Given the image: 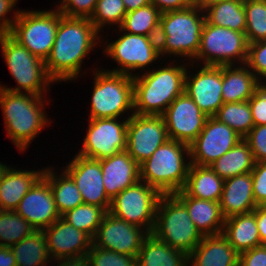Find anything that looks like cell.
I'll use <instances>...</instances> for the list:
<instances>
[{"label":"cell","mask_w":266,"mask_h":266,"mask_svg":"<svg viewBox=\"0 0 266 266\" xmlns=\"http://www.w3.org/2000/svg\"><path fill=\"white\" fill-rule=\"evenodd\" d=\"M101 42V34L89 18L66 17L59 12L54 45L45 61L49 77L56 84L68 81L71 83L78 77L81 78L85 68L82 67L84 59H87Z\"/></svg>","instance_id":"obj_1"},{"label":"cell","mask_w":266,"mask_h":266,"mask_svg":"<svg viewBox=\"0 0 266 266\" xmlns=\"http://www.w3.org/2000/svg\"><path fill=\"white\" fill-rule=\"evenodd\" d=\"M166 61L163 60L164 66L160 63L159 67L156 65V68L133 77L134 114L162 115L185 92L189 62L168 60V64Z\"/></svg>","instance_id":"obj_2"},{"label":"cell","mask_w":266,"mask_h":266,"mask_svg":"<svg viewBox=\"0 0 266 266\" xmlns=\"http://www.w3.org/2000/svg\"><path fill=\"white\" fill-rule=\"evenodd\" d=\"M46 102H50L48 97L0 88V108L7 137L19 152H26L42 130L50 127L52 120L45 111L50 104Z\"/></svg>","instance_id":"obj_3"},{"label":"cell","mask_w":266,"mask_h":266,"mask_svg":"<svg viewBox=\"0 0 266 266\" xmlns=\"http://www.w3.org/2000/svg\"><path fill=\"white\" fill-rule=\"evenodd\" d=\"M204 22V10L195 4L162 13L157 37L161 57L192 62L197 56Z\"/></svg>","instance_id":"obj_4"},{"label":"cell","mask_w":266,"mask_h":266,"mask_svg":"<svg viewBox=\"0 0 266 266\" xmlns=\"http://www.w3.org/2000/svg\"><path fill=\"white\" fill-rule=\"evenodd\" d=\"M190 160L189 145L169 139L139 165L140 180L161 194H174L185 186Z\"/></svg>","instance_id":"obj_5"},{"label":"cell","mask_w":266,"mask_h":266,"mask_svg":"<svg viewBox=\"0 0 266 266\" xmlns=\"http://www.w3.org/2000/svg\"><path fill=\"white\" fill-rule=\"evenodd\" d=\"M0 51L10 75L17 84L16 87H9L0 83V88L47 97L45 95L51 91L55 82L46 71L45 61L33 55L9 33L0 34Z\"/></svg>","instance_id":"obj_6"},{"label":"cell","mask_w":266,"mask_h":266,"mask_svg":"<svg viewBox=\"0 0 266 266\" xmlns=\"http://www.w3.org/2000/svg\"><path fill=\"white\" fill-rule=\"evenodd\" d=\"M117 29L118 35H121L114 41L105 40L108 34L101 35V41H103L101 44L103 45L100 47L103 49V55H106L105 57H109V59L112 58L111 60L118 64V67L111 70L106 68L105 70L134 77L151 70V65L154 68L155 64L157 65L164 60L159 52L158 36L131 34L122 31L120 28Z\"/></svg>","instance_id":"obj_7"},{"label":"cell","mask_w":266,"mask_h":266,"mask_svg":"<svg viewBox=\"0 0 266 266\" xmlns=\"http://www.w3.org/2000/svg\"><path fill=\"white\" fill-rule=\"evenodd\" d=\"M93 87L88 119L122 118L134 114L133 77L99 66L92 69Z\"/></svg>","instance_id":"obj_8"},{"label":"cell","mask_w":266,"mask_h":266,"mask_svg":"<svg viewBox=\"0 0 266 266\" xmlns=\"http://www.w3.org/2000/svg\"><path fill=\"white\" fill-rule=\"evenodd\" d=\"M151 234L187 255L203 238L191 220L186 206L174 194L161 195Z\"/></svg>","instance_id":"obj_9"},{"label":"cell","mask_w":266,"mask_h":266,"mask_svg":"<svg viewBox=\"0 0 266 266\" xmlns=\"http://www.w3.org/2000/svg\"><path fill=\"white\" fill-rule=\"evenodd\" d=\"M248 42L245 33L204 22L196 58L198 65L229 66L246 63Z\"/></svg>","instance_id":"obj_10"},{"label":"cell","mask_w":266,"mask_h":266,"mask_svg":"<svg viewBox=\"0 0 266 266\" xmlns=\"http://www.w3.org/2000/svg\"><path fill=\"white\" fill-rule=\"evenodd\" d=\"M59 24V11L21 9L10 35L43 61L49 57Z\"/></svg>","instance_id":"obj_11"},{"label":"cell","mask_w":266,"mask_h":266,"mask_svg":"<svg viewBox=\"0 0 266 266\" xmlns=\"http://www.w3.org/2000/svg\"><path fill=\"white\" fill-rule=\"evenodd\" d=\"M161 195L156 188L139 180L111 200L108 212L129 224L142 227L148 233H152L157 204Z\"/></svg>","instance_id":"obj_12"},{"label":"cell","mask_w":266,"mask_h":266,"mask_svg":"<svg viewBox=\"0 0 266 266\" xmlns=\"http://www.w3.org/2000/svg\"><path fill=\"white\" fill-rule=\"evenodd\" d=\"M87 119L88 126L81 148L76 154L91 159H103L127 148L128 118ZM120 119V120H119Z\"/></svg>","instance_id":"obj_13"},{"label":"cell","mask_w":266,"mask_h":266,"mask_svg":"<svg viewBox=\"0 0 266 266\" xmlns=\"http://www.w3.org/2000/svg\"><path fill=\"white\" fill-rule=\"evenodd\" d=\"M198 66L193 62L188 63L185 92L206 116L213 117L223 105L222 66Z\"/></svg>","instance_id":"obj_14"},{"label":"cell","mask_w":266,"mask_h":266,"mask_svg":"<svg viewBox=\"0 0 266 266\" xmlns=\"http://www.w3.org/2000/svg\"><path fill=\"white\" fill-rule=\"evenodd\" d=\"M168 140L162 115L132 114L128 118L126 151L139 165Z\"/></svg>","instance_id":"obj_15"},{"label":"cell","mask_w":266,"mask_h":266,"mask_svg":"<svg viewBox=\"0 0 266 266\" xmlns=\"http://www.w3.org/2000/svg\"><path fill=\"white\" fill-rule=\"evenodd\" d=\"M243 138L214 116L208 117L203 130L189 145L191 164L210 166Z\"/></svg>","instance_id":"obj_16"},{"label":"cell","mask_w":266,"mask_h":266,"mask_svg":"<svg viewBox=\"0 0 266 266\" xmlns=\"http://www.w3.org/2000/svg\"><path fill=\"white\" fill-rule=\"evenodd\" d=\"M148 234L142 227L129 224L106 212L93 238V244L105 250L137 257Z\"/></svg>","instance_id":"obj_17"},{"label":"cell","mask_w":266,"mask_h":266,"mask_svg":"<svg viewBox=\"0 0 266 266\" xmlns=\"http://www.w3.org/2000/svg\"><path fill=\"white\" fill-rule=\"evenodd\" d=\"M169 139L190 145L203 130L208 118L184 92L162 114Z\"/></svg>","instance_id":"obj_18"},{"label":"cell","mask_w":266,"mask_h":266,"mask_svg":"<svg viewBox=\"0 0 266 266\" xmlns=\"http://www.w3.org/2000/svg\"><path fill=\"white\" fill-rule=\"evenodd\" d=\"M73 179L80 190L83 203L97 205L109 211L111 199L105 192L100 160L73 156L66 166L61 167Z\"/></svg>","instance_id":"obj_19"},{"label":"cell","mask_w":266,"mask_h":266,"mask_svg":"<svg viewBox=\"0 0 266 266\" xmlns=\"http://www.w3.org/2000/svg\"><path fill=\"white\" fill-rule=\"evenodd\" d=\"M43 232L52 261L84 257L93 243L88 234L76 229L62 217L43 229Z\"/></svg>","instance_id":"obj_20"},{"label":"cell","mask_w":266,"mask_h":266,"mask_svg":"<svg viewBox=\"0 0 266 266\" xmlns=\"http://www.w3.org/2000/svg\"><path fill=\"white\" fill-rule=\"evenodd\" d=\"M15 211L35 230H43L61 217L50 185L44 176L21 199Z\"/></svg>","instance_id":"obj_21"},{"label":"cell","mask_w":266,"mask_h":266,"mask_svg":"<svg viewBox=\"0 0 266 266\" xmlns=\"http://www.w3.org/2000/svg\"><path fill=\"white\" fill-rule=\"evenodd\" d=\"M100 164L105 192L111 200L140 180L139 164L126 150L100 159Z\"/></svg>","instance_id":"obj_22"},{"label":"cell","mask_w":266,"mask_h":266,"mask_svg":"<svg viewBox=\"0 0 266 266\" xmlns=\"http://www.w3.org/2000/svg\"><path fill=\"white\" fill-rule=\"evenodd\" d=\"M45 167L37 171L8 165L0 179V210H15L21 199L43 176Z\"/></svg>","instance_id":"obj_23"},{"label":"cell","mask_w":266,"mask_h":266,"mask_svg":"<svg viewBox=\"0 0 266 266\" xmlns=\"http://www.w3.org/2000/svg\"><path fill=\"white\" fill-rule=\"evenodd\" d=\"M252 185L251 172L224 180L220 208L225 219L233 215L254 211L257 206Z\"/></svg>","instance_id":"obj_24"},{"label":"cell","mask_w":266,"mask_h":266,"mask_svg":"<svg viewBox=\"0 0 266 266\" xmlns=\"http://www.w3.org/2000/svg\"><path fill=\"white\" fill-rule=\"evenodd\" d=\"M188 266H239V253L222 234L203 236L188 255Z\"/></svg>","instance_id":"obj_25"},{"label":"cell","mask_w":266,"mask_h":266,"mask_svg":"<svg viewBox=\"0 0 266 266\" xmlns=\"http://www.w3.org/2000/svg\"><path fill=\"white\" fill-rule=\"evenodd\" d=\"M174 195L186 206L189 216L202 236L222 234L225 218L220 202L187 196L182 190Z\"/></svg>","instance_id":"obj_26"},{"label":"cell","mask_w":266,"mask_h":266,"mask_svg":"<svg viewBox=\"0 0 266 266\" xmlns=\"http://www.w3.org/2000/svg\"><path fill=\"white\" fill-rule=\"evenodd\" d=\"M259 88V79L245 65L222 66L223 103L248 101Z\"/></svg>","instance_id":"obj_27"},{"label":"cell","mask_w":266,"mask_h":266,"mask_svg":"<svg viewBox=\"0 0 266 266\" xmlns=\"http://www.w3.org/2000/svg\"><path fill=\"white\" fill-rule=\"evenodd\" d=\"M222 235L239 254L261 245L255 210L226 218Z\"/></svg>","instance_id":"obj_28"},{"label":"cell","mask_w":266,"mask_h":266,"mask_svg":"<svg viewBox=\"0 0 266 266\" xmlns=\"http://www.w3.org/2000/svg\"><path fill=\"white\" fill-rule=\"evenodd\" d=\"M137 266H188V255L149 233L136 257Z\"/></svg>","instance_id":"obj_29"},{"label":"cell","mask_w":266,"mask_h":266,"mask_svg":"<svg viewBox=\"0 0 266 266\" xmlns=\"http://www.w3.org/2000/svg\"><path fill=\"white\" fill-rule=\"evenodd\" d=\"M224 179L210 166L190 165L187 180L182 191L190 197L220 202Z\"/></svg>","instance_id":"obj_30"},{"label":"cell","mask_w":266,"mask_h":266,"mask_svg":"<svg viewBox=\"0 0 266 266\" xmlns=\"http://www.w3.org/2000/svg\"><path fill=\"white\" fill-rule=\"evenodd\" d=\"M55 168L46 166L43 176L50 185L57 211L62 216L82 204L83 200L73 179L63 169L58 174Z\"/></svg>","instance_id":"obj_31"},{"label":"cell","mask_w":266,"mask_h":266,"mask_svg":"<svg viewBox=\"0 0 266 266\" xmlns=\"http://www.w3.org/2000/svg\"><path fill=\"white\" fill-rule=\"evenodd\" d=\"M205 20L212 25L245 33L244 0H220L203 8Z\"/></svg>","instance_id":"obj_32"},{"label":"cell","mask_w":266,"mask_h":266,"mask_svg":"<svg viewBox=\"0 0 266 266\" xmlns=\"http://www.w3.org/2000/svg\"><path fill=\"white\" fill-rule=\"evenodd\" d=\"M255 160L249 144L243 139L232 149L218 158L210 168L222 179L251 172Z\"/></svg>","instance_id":"obj_33"},{"label":"cell","mask_w":266,"mask_h":266,"mask_svg":"<svg viewBox=\"0 0 266 266\" xmlns=\"http://www.w3.org/2000/svg\"><path fill=\"white\" fill-rule=\"evenodd\" d=\"M10 248L14 253L17 266H51L52 264L43 230H35L30 236Z\"/></svg>","instance_id":"obj_34"},{"label":"cell","mask_w":266,"mask_h":266,"mask_svg":"<svg viewBox=\"0 0 266 266\" xmlns=\"http://www.w3.org/2000/svg\"><path fill=\"white\" fill-rule=\"evenodd\" d=\"M161 12L151 3L127 12L120 29L126 33L158 36Z\"/></svg>","instance_id":"obj_35"},{"label":"cell","mask_w":266,"mask_h":266,"mask_svg":"<svg viewBox=\"0 0 266 266\" xmlns=\"http://www.w3.org/2000/svg\"><path fill=\"white\" fill-rule=\"evenodd\" d=\"M244 138L255 126L249 101L223 103L214 116Z\"/></svg>","instance_id":"obj_36"},{"label":"cell","mask_w":266,"mask_h":266,"mask_svg":"<svg viewBox=\"0 0 266 266\" xmlns=\"http://www.w3.org/2000/svg\"><path fill=\"white\" fill-rule=\"evenodd\" d=\"M35 229L15 210H0V245L11 247L30 236Z\"/></svg>","instance_id":"obj_37"},{"label":"cell","mask_w":266,"mask_h":266,"mask_svg":"<svg viewBox=\"0 0 266 266\" xmlns=\"http://www.w3.org/2000/svg\"><path fill=\"white\" fill-rule=\"evenodd\" d=\"M105 213L106 211L102 207L82 203L61 217L93 239Z\"/></svg>","instance_id":"obj_38"},{"label":"cell","mask_w":266,"mask_h":266,"mask_svg":"<svg viewBox=\"0 0 266 266\" xmlns=\"http://www.w3.org/2000/svg\"><path fill=\"white\" fill-rule=\"evenodd\" d=\"M126 13L122 0H97L95 10L89 19L100 34H103L104 27L115 28L116 32Z\"/></svg>","instance_id":"obj_39"},{"label":"cell","mask_w":266,"mask_h":266,"mask_svg":"<svg viewBox=\"0 0 266 266\" xmlns=\"http://www.w3.org/2000/svg\"><path fill=\"white\" fill-rule=\"evenodd\" d=\"M248 44L266 40V0H244Z\"/></svg>","instance_id":"obj_40"},{"label":"cell","mask_w":266,"mask_h":266,"mask_svg":"<svg viewBox=\"0 0 266 266\" xmlns=\"http://www.w3.org/2000/svg\"><path fill=\"white\" fill-rule=\"evenodd\" d=\"M89 266H137L136 257L105 250L93 243L86 254Z\"/></svg>","instance_id":"obj_41"},{"label":"cell","mask_w":266,"mask_h":266,"mask_svg":"<svg viewBox=\"0 0 266 266\" xmlns=\"http://www.w3.org/2000/svg\"><path fill=\"white\" fill-rule=\"evenodd\" d=\"M245 65L259 79H266V40L249 43Z\"/></svg>","instance_id":"obj_42"},{"label":"cell","mask_w":266,"mask_h":266,"mask_svg":"<svg viewBox=\"0 0 266 266\" xmlns=\"http://www.w3.org/2000/svg\"><path fill=\"white\" fill-rule=\"evenodd\" d=\"M96 2L97 0H59L54 8L66 17L90 18Z\"/></svg>","instance_id":"obj_43"},{"label":"cell","mask_w":266,"mask_h":266,"mask_svg":"<svg viewBox=\"0 0 266 266\" xmlns=\"http://www.w3.org/2000/svg\"><path fill=\"white\" fill-rule=\"evenodd\" d=\"M243 139L249 144L255 162L266 161V125L254 126Z\"/></svg>","instance_id":"obj_44"},{"label":"cell","mask_w":266,"mask_h":266,"mask_svg":"<svg viewBox=\"0 0 266 266\" xmlns=\"http://www.w3.org/2000/svg\"><path fill=\"white\" fill-rule=\"evenodd\" d=\"M251 177L256 206H266V161L255 162Z\"/></svg>","instance_id":"obj_45"},{"label":"cell","mask_w":266,"mask_h":266,"mask_svg":"<svg viewBox=\"0 0 266 266\" xmlns=\"http://www.w3.org/2000/svg\"><path fill=\"white\" fill-rule=\"evenodd\" d=\"M16 4L18 5V0H0V34L10 33L20 12ZM10 14L12 15L8 16Z\"/></svg>","instance_id":"obj_46"},{"label":"cell","mask_w":266,"mask_h":266,"mask_svg":"<svg viewBox=\"0 0 266 266\" xmlns=\"http://www.w3.org/2000/svg\"><path fill=\"white\" fill-rule=\"evenodd\" d=\"M248 101L254 125H266V94L258 88Z\"/></svg>","instance_id":"obj_47"},{"label":"cell","mask_w":266,"mask_h":266,"mask_svg":"<svg viewBox=\"0 0 266 266\" xmlns=\"http://www.w3.org/2000/svg\"><path fill=\"white\" fill-rule=\"evenodd\" d=\"M239 266H266V244L239 254Z\"/></svg>","instance_id":"obj_48"},{"label":"cell","mask_w":266,"mask_h":266,"mask_svg":"<svg viewBox=\"0 0 266 266\" xmlns=\"http://www.w3.org/2000/svg\"><path fill=\"white\" fill-rule=\"evenodd\" d=\"M161 13L185 9L194 4L193 0H150Z\"/></svg>","instance_id":"obj_49"},{"label":"cell","mask_w":266,"mask_h":266,"mask_svg":"<svg viewBox=\"0 0 266 266\" xmlns=\"http://www.w3.org/2000/svg\"><path fill=\"white\" fill-rule=\"evenodd\" d=\"M254 210L261 244H266V206H257Z\"/></svg>","instance_id":"obj_50"},{"label":"cell","mask_w":266,"mask_h":266,"mask_svg":"<svg viewBox=\"0 0 266 266\" xmlns=\"http://www.w3.org/2000/svg\"><path fill=\"white\" fill-rule=\"evenodd\" d=\"M0 266H17L14 253L10 247L0 245Z\"/></svg>","instance_id":"obj_51"},{"label":"cell","mask_w":266,"mask_h":266,"mask_svg":"<svg viewBox=\"0 0 266 266\" xmlns=\"http://www.w3.org/2000/svg\"><path fill=\"white\" fill-rule=\"evenodd\" d=\"M52 262L55 265L52 264L51 266H89L86 256L79 258L57 259ZM55 262H58L57 265Z\"/></svg>","instance_id":"obj_52"},{"label":"cell","mask_w":266,"mask_h":266,"mask_svg":"<svg viewBox=\"0 0 266 266\" xmlns=\"http://www.w3.org/2000/svg\"><path fill=\"white\" fill-rule=\"evenodd\" d=\"M124 2L126 12L137 10L140 7L150 4V0H122Z\"/></svg>","instance_id":"obj_53"},{"label":"cell","mask_w":266,"mask_h":266,"mask_svg":"<svg viewBox=\"0 0 266 266\" xmlns=\"http://www.w3.org/2000/svg\"><path fill=\"white\" fill-rule=\"evenodd\" d=\"M216 1H220V0H193L194 4L201 8H204L208 6L209 4L216 2Z\"/></svg>","instance_id":"obj_54"},{"label":"cell","mask_w":266,"mask_h":266,"mask_svg":"<svg viewBox=\"0 0 266 266\" xmlns=\"http://www.w3.org/2000/svg\"><path fill=\"white\" fill-rule=\"evenodd\" d=\"M259 88L266 94V79L259 80Z\"/></svg>","instance_id":"obj_55"},{"label":"cell","mask_w":266,"mask_h":266,"mask_svg":"<svg viewBox=\"0 0 266 266\" xmlns=\"http://www.w3.org/2000/svg\"><path fill=\"white\" fill-rule=\"evenodd\" d=\"M9 164H6V163H2V161L0 162V179H1V176L4 172V170L6 169V167L8 166Z\"/></svg>","instance_id":"obj_56"}]
</instances>
